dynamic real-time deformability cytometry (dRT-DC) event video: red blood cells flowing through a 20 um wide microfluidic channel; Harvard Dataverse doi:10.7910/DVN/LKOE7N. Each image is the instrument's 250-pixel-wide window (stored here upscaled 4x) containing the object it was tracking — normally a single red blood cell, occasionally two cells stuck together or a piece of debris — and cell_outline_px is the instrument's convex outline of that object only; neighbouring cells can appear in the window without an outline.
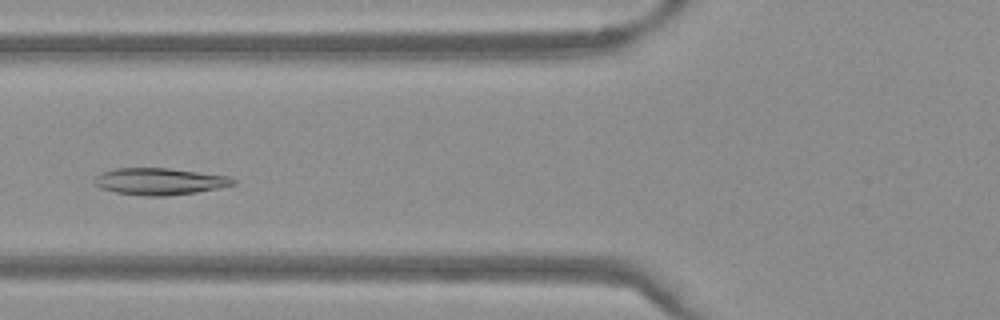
{"species": "Egyptian fruit bat (a non-hibernating species)", "species_latin": "Rousettus aegyptiacus", "temperature_condition": "warm", "stored_images_in_passage": 47, "camera_frame_rate_fps": 3000, "um_per_image_px": 0.085, "frame": {"image": 1, "passage_image": 15, "time_ms": 4.667, "image_size_px": [1000, 320], "cell_outline_px": [[236, 184], [196, 192], [168, 196], [148, 196], [116, 192], [100, 188], [92, 180], [100, 172], [112, 168], [168, 168], [228, 176], [236, 180]], "centroid_in_image_um": [13.52, 15.41], "position_along_channel_um": 112.3, "area_um2": 21.62}}
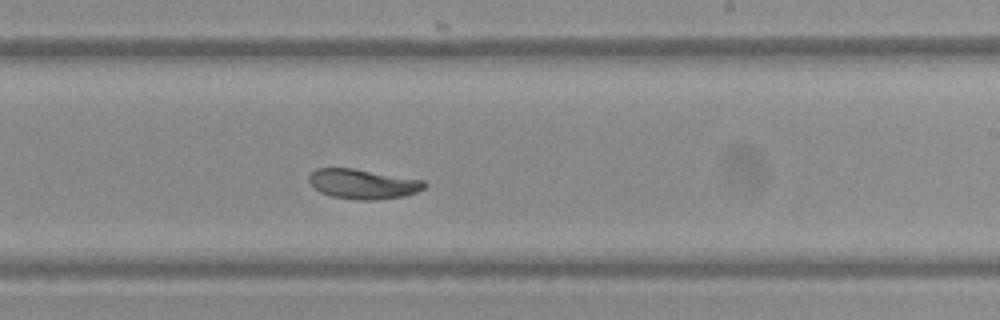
{"frame": {"image": 2, "passage_image": 26, "time_ms": 8.333, "image_size_px": [1000, 320], "cell_outline_px": [[428, 184], [424, 188], [416, 192], [404, 196], [376, 200], [360, 200], [332, 196], [320, 192], [312, 188], [308, 180], [308, 176], [316, 168], [352, 168], [424, 180]], "centroid_in_image_um": [30.83, 15.64], "position_along_channel_um": 258.2, "area_um2": 20.11}}
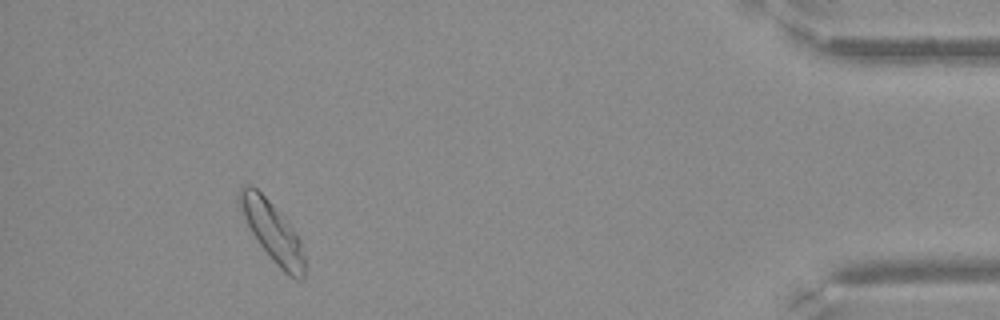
{"frame": {"image": 3, "passage_image": 42, "time_ms": 13.667, "image_size_px": [1000, 320], "cell_outline_px": [[304, 280], [296, 280], [288, 276], [280, 268], [260, 244], [252, 232], [236, 200], [240, 188], [244, 184], [252, 184], [284, 216], [300, 240], [304, 256]], "centroid_in_image_um": [23.15, 19.67], "position_along_channel_um": 412.0, "area_um2": 22.31}}